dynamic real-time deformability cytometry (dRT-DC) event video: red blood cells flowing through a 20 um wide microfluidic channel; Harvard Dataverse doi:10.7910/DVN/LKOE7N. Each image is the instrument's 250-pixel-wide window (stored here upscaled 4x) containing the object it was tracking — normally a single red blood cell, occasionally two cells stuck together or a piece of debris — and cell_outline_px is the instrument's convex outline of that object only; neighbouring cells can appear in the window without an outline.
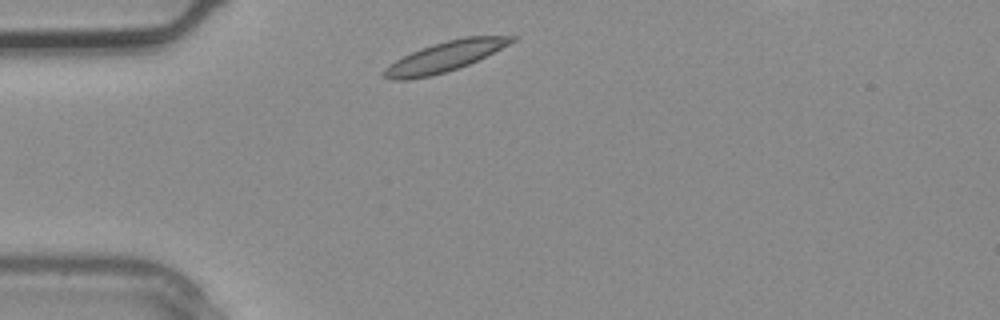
{"species": "common noctule bat (a hibernating species)", "species_latin": "Nyctalus noctula", "temperature_condition": "warm", "stored_images_in_passage": 2, "segment_of_instrument_passage": [1, 2], "camera_frame_rate_fps": 3000, "um_per_image_px": 0.085, "animal": {"sex": "male", "body_mass_g": 20.4}, "frame": {"image": 1, "passage_image": 1, "time_ms": 0.0, "image_size_px": [1000, 320], "cell_outline_px": [[516, 40], [468, 64], [432, 76], [408, 80], [392, 80], [380, 76], [380, 72], [388, 64], [420, 48], [432, 44], [464, 36], [516, 36]], "centroid_in_image_um": [37.7, 4.83], "position_along_channel_um": 47.3, "area_um2": 22.14}}